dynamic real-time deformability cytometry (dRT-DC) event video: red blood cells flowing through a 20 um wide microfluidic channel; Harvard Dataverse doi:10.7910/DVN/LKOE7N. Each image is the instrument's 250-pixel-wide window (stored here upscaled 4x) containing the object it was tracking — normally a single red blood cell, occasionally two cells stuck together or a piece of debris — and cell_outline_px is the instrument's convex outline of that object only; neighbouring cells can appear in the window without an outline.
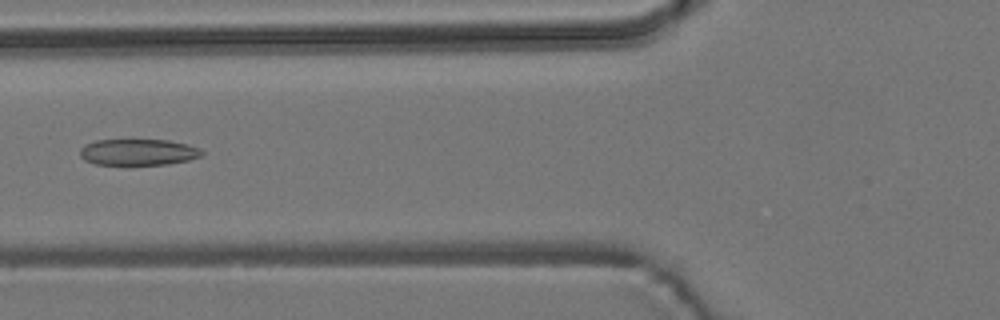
{"species": "common noctule bat (a hibernating species)", "species_latin": "Nyctalus noctula", "temperature_condition": "room temperature", "stored_images_in_passage": 6, "camera_frame_rate_fps": 3000, "um_per_image_px": 0.085, "animal": {"sex": "male", "body_mass_g": 19.2, "forearm_length_mm": 51.8}, "frame": {"image": 1, "passage_image": 6, "time_ms": 6.667, "image_size_px": [1000, 320], "cell_outline_px": [[204, 152], [200, 156], [188, 160], [168, 164], [128, 168], [124, 168], [96, 164], [84, 160], [80, 156], [80, 148], [84, 144], [96, 140], [168, 140], [188, 144], [200, 148]], "centroid_in_image_um": [11.7, 12.98], "position_along_channel_um": 114.1, "area_um2": 19.71}}